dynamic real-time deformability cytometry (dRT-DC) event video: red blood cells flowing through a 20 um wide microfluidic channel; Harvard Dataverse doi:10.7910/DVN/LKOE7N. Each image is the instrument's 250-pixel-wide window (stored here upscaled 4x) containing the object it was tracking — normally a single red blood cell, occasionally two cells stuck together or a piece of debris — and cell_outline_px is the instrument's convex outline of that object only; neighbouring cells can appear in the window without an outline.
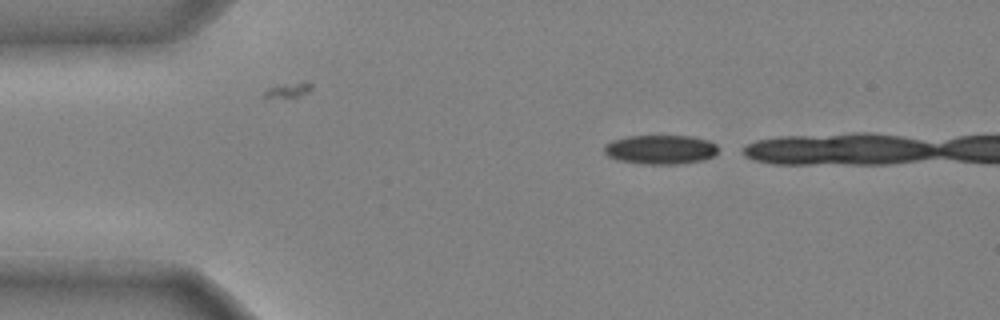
{"species": "common noctule bat (a hibernating species)", "species_latin": "Nyctalus noctula", "temperature_condition": "cold", "stored_images_in_passage": 5, "camera_frame_rate_fps": 3000, "um_per_image_px": 0.085, "animal": {"sex": "male", "body_mass_g": 20.4}, "frame": {"image": 1, "passage_image": 5, "time_ms": 1.333, "image_size_px": [1000, 320], "cell_outline_px": [[724, 148], [716, 156], [704, 160], [676, 164], [640, 164], [616, 160], [608, 156], [604, 152], [604, 144], [612, 140], [628, 136], [692, 136], [708, 140]], "centroid_in_image_um": [56.21, 12.71], "position_along_channel_um": 28.8, "area_um2": 19.94}}